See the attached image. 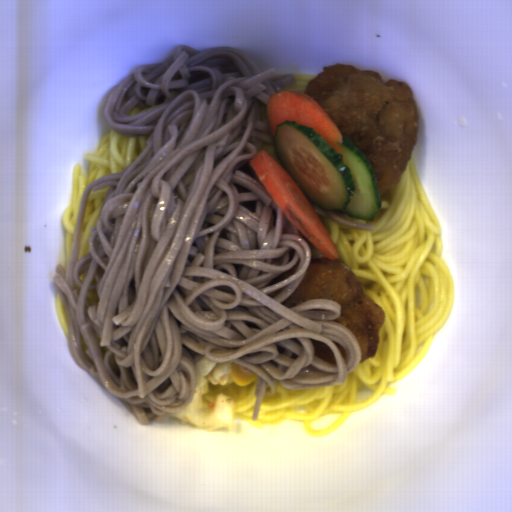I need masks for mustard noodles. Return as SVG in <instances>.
I'll return each instance as SVG.
<instances>
[{
    "mask_svg": "<svg viewBox=\"0 0 512 512\" xmlns=\"http://www.w3.org/2000/svg\"><path fill=\"white\" fill-rule=\"evenodd\" d=\"M296 83L261 72L241 50L176 45L165 62L142 64L101 107L120 136L146 146L123 172L85 188L69 258L54 284L77 365L148 426L189 406L193 356L256 373L251 420L264 395L344 383L362 361L354 333L333 322L334 300L282 305L312 250L265 187L239 168L273 145L259 104ZM90 250L78 260L87 198L108 187ZM327 343L337 365L314 355Z\"/></svg>",
    "mask_w": 512,
    "mask_h": 512,
    "instance_id": "mustard-noodles-1",
    "label": "mustard noodles"
}]
</instances>
